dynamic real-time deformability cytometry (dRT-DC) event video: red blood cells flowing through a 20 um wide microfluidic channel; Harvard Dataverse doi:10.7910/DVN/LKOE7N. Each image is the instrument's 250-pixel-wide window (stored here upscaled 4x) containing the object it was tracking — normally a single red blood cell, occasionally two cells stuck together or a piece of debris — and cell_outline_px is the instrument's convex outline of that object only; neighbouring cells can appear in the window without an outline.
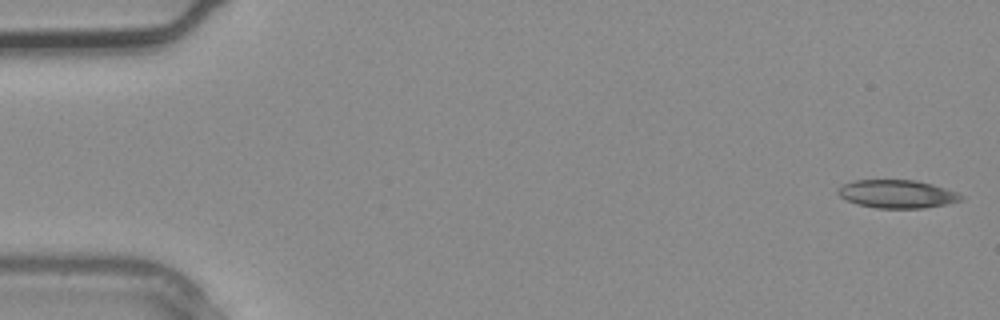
{"species": "common noctule bat (a hibernating species)", "species_latin": "Nyctalus noctula", "temperature_condition": "warm", "stored_images_in_passage": 4, "camera_frame_rate_fps": 3000, "um_per_image_px": 0.085, "animal": {"sex": "male", "body_mass_g": 20.4}, "frame": {"image": 1, "passage_image": 1, "time_ms": 0.0, "image_size_px": [1000, 320], "cell_outline_px": [[964, 200], [948, 204], [924, 208], [876, 208], [856, 204], [840, 196], [836, 192], [844, 184], [856, 180], [916, 180], [932, 184], [956, 192], [964, 196]], "centroid_in_image_um": [76.29, 16.5], "position_along_channel_um": 8.7, "area_um2": 20.17}}
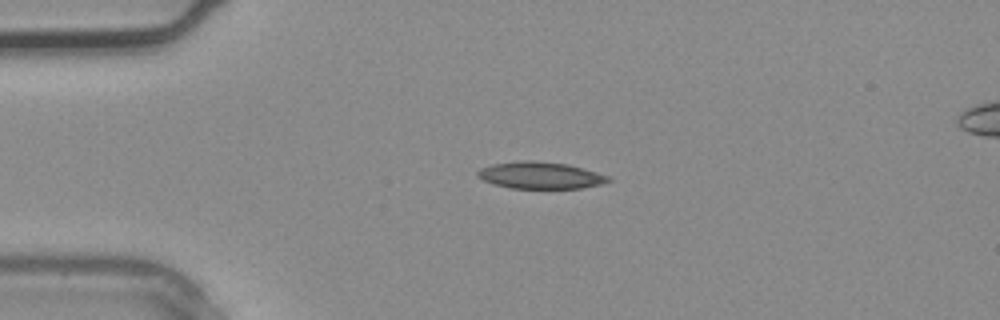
{"frame": {"image": 2, "passage_image": 3, "time_ms": 0.667, "image_size_px": [1000, 320], "cell_outline_px": [[612, 180], [600, 184], [580, 188], [512, 188], [492, 184], [476, 176], [476, 172], [480, 168], [492, 164], [524, 160], [532, 160], [568, 164], [596, 172], [608, 176]], "centroid_in_image_um": [45.89, 14.9], "position_along_channel_um": 39.1, "area_um2": 20.35}}